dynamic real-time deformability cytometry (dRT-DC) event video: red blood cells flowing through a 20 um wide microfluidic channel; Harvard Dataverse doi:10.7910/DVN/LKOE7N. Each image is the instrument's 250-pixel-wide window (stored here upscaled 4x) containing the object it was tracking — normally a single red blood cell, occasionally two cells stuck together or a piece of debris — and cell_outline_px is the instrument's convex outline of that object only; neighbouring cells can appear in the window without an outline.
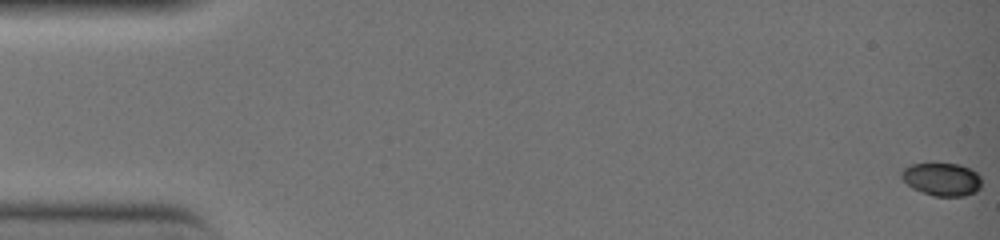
{"species": "common noctule bat (a hibernating species)", "species_latin": "Nyctalus noctula", "temperature_condition": "warm", "stored_images_in_passage": 7, "camera_frame_rate_fps": 3000, "um_per_image_px": 0.085, "animal": {"sex": "female", "body_mass_g": 19.0, "forearm_length_mm": 51.5}, "frame": {"image": 1, "passage_image": 1, "time_ms": 0.0, "image_size_px": [1000, 240], "cell_outline_px": [[980, 188], [976, 192], [964, 196], [932, 196], [912, 188], [900, 176], [900, 172], [904, 168], [912, 164], [960, 164], [976, 172], [980, 176]], "centroid_in_image_um": [80.05, 15.25], "position_along_channel_um": 4.9, "area_um2": 15.32}}